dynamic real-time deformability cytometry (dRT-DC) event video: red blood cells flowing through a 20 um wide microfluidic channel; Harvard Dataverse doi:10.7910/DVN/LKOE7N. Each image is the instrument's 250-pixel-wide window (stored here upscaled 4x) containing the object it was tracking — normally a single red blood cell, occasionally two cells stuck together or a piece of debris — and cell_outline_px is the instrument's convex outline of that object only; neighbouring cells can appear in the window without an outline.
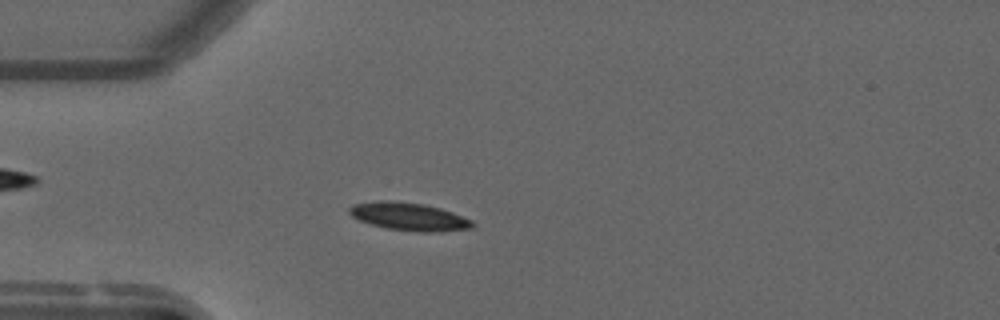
{"species": "common noctule bat (a hibernating species)", "species_latin": "Nyctalus noctula", "temperature_condition": "warm", "stored_images_in_passage": 55, "camera_frame_rate_fps": 3000, "um_per_image_px": 0.085, "animal": {"sex": "male", "forearm_length_mm": 52.5}, "frame": {"image": 1, "passage_image": 15, "time_ms": 4.667, "image_size_px": [1000, 320], "cell_outline_px": [[476, 224], [472, 228], [440, 232], [416, 232], [388, 228], [372, 224], [360, 220], [352, 216], [348, 212], [348, 208], [352, 204], [376, 200], [396, 200], [424, 204], [440, 208], [452, 212], [472, 220]], "centroid_in_image_um": [34.77, 18.4], "position_along_channel_um": 50.2, "area_um2": 20.23}}
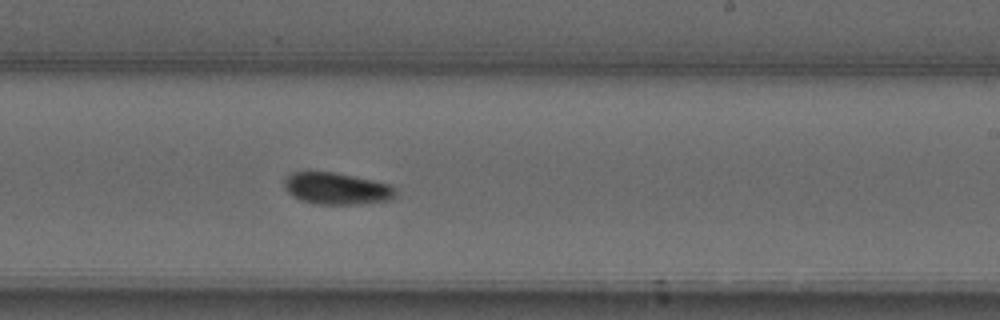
{"frame": {"image": 2, "passage_image": 33, "time_ms": 10.667, "image_size_px": [1000, 320], "cell_outline_px": [[396, 196], [392, 200], [360, 204], [316, 204], [300, 200], [292, 196], [284, 188], [284, 176], [292, 172], [336, 172], [392, 184], [396, 188]], "centroid_in_image_um": [28.64, 16.02], "position_along_channel_um": 260.4, "area_um2": 21.04}}
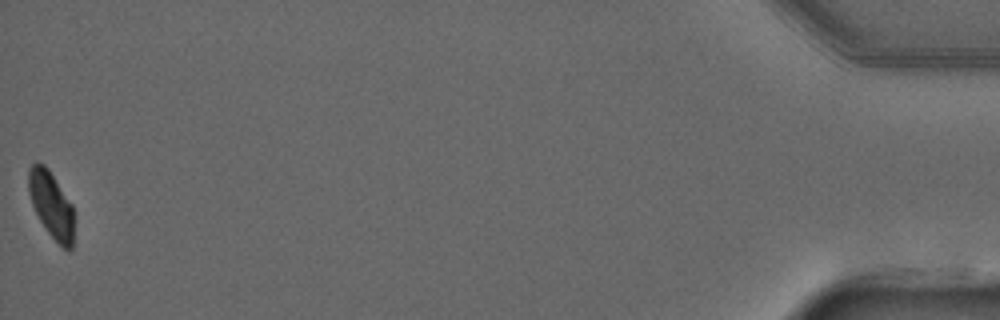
{"frame": {"image": 3, "passage_image": 55, "time_ms": 18.0, "image_size_px": [1000, 320], "cell_outline_px": [[72, 248], [68, 252], [48, 232], [40, 220], [32, 204], [28, 192], [28, 168], [36, 160], [44, 164], [48, 168], [72, 204]], "centroid_in_image_um": [4.32, 17.34], "position_along_channel_um": 430.9, "area_um2": 17.34}, "authors_computed_cell_mechanics": {"area_um2": 19.1318, "velocity_mm_per_s": 3.6949, "shape_relaxation_time_tau1_ms": 3.5895, "shape_relaxation_time_tau2_ms": 7.597, "deformation_change_tau1": 0.1197, "deformation_change_tau2": 0.0908}}